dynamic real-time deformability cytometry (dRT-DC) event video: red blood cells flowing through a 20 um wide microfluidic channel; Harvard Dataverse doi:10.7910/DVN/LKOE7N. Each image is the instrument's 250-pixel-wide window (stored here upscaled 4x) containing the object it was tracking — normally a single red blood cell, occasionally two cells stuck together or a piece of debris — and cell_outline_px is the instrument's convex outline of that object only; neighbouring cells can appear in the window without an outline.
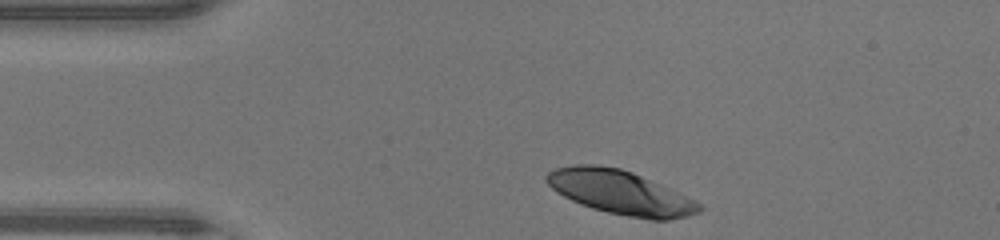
{"species": "human", "species_latin": "Homo sapiens", "temperature_condition": "warm", "stored_images_in_passage": 31, "camera_frame_rate_fps": 3000, "um_per_image_px": 0.085, "donor": {"sex": "male"}, "frame": {"image": 1, "passage_image": 1, "time_ms": 0.0, "image_size_px": [1000, 240], "cell_outline_px": [[704, 208], [700, 212], [688, 216], [668, 220], [652, 220], [628, 216], [608, 212], [592, 208], [580, 204], [556, 192], [548, 184], [544, 176], [548, 172], [556, 168], [572, 164], [596, 164], [620, 168], [632, 172], [660, 184], [700, 204]], "centroid_in_image_um": [52.69, 16.35], "position_along_channel_um": 32.3, "area_um2": 38.78}}
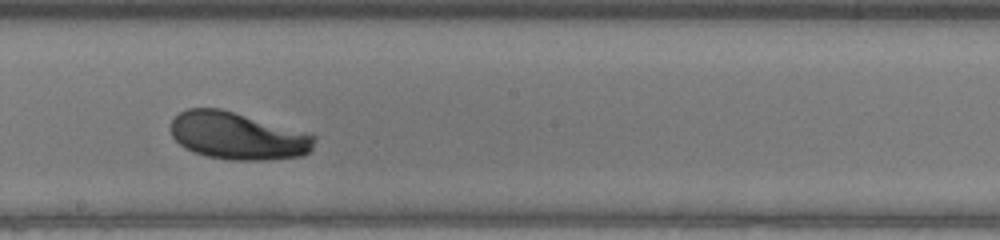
{"frame": {"image": 2, "passage_image": 18, "time_ms": 5.667, "image_size_px": [1000, 240], "cell_outline_px": [[316, 140], [312, 152], [300, 156], [264, 160], [232, 160], [208, 156], [184, 148], [172, 136], [172, 120], [180, 112], [188, 108], [220, 108], [316, 136]], "centroid_in_image_um": [20.2, 11.56], "position_along_channel_um": 228.0, "area_um2": 39.07}}
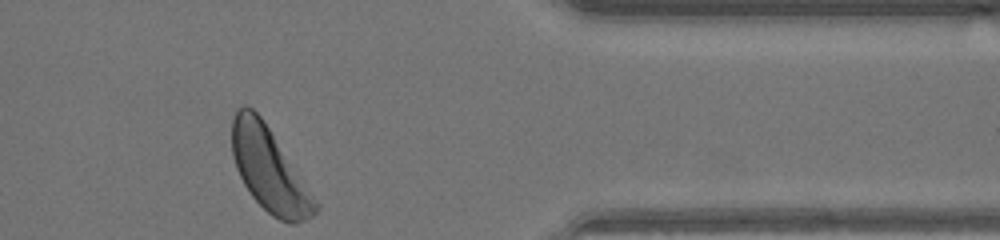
{"frame": {"image": 3, "passage_image": 31, "time_ms": 10.0, "image_size_px": [1000, 240], "cell_outline_px": [[320, 208], [312, 216], [296, 224], [288, 224], [272, 216], [252, 196], [244, 184], [236, 168], [232, 156], [232, 120], [236, 108], [244, 104], [252, 108], [260, 116], [320, 204]], "centroid_in_image_um": [22.89, 14.44], "position_along_channel_um": 388.5, "area_um2": 40.29}, "authors_computed_cell_mechanics": {"area_um2": 39.5352, "velocity_mm_per_s": 4.2492, "shape_relaxation_time_tau1_ms": 3.1042, "shape_relaxation_time_tau2_ms": null, "deformation_change_tau1": 0.1644, "deformation_change_tau2": null}}